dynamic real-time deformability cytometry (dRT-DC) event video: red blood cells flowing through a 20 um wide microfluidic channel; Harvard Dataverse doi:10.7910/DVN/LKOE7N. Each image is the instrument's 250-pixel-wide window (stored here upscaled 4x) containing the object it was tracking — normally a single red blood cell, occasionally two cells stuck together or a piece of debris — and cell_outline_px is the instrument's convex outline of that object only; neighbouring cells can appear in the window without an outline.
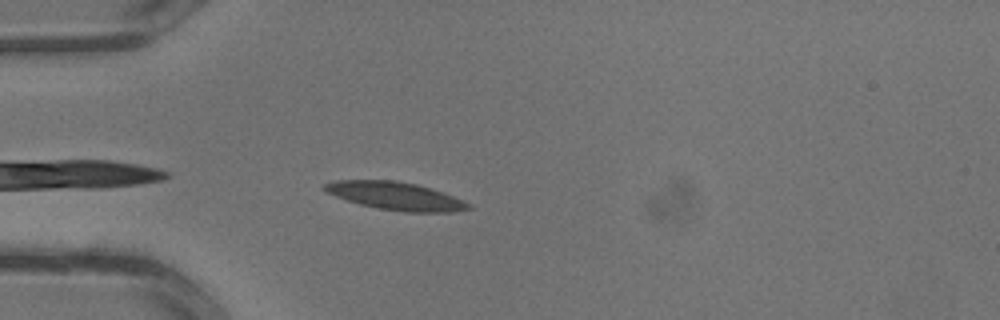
{"species": "common noctule bat (a hibernating species)", "species_latin": "Nyctalus noctula", "temperature_condition": "warm", "stored_images_in_passage": 20, "camera_frame_rate_fps": 3000, "um_per_image_px": 0.085, "animal": {"sex": "male", "body_mass_g": 13.3}, "frame": {"image": 1, "passage_image": 1, "time_ms": 0.0, "image_size_px": [1000, 320], "cell_outline_px": [[472, 208], [452, 212], [404, 212], [376, 208], [360, 204], [324, 192], [320, 188], [324, 184], [336, 180], [396, 180], [416, 184], [452, 196], [472, 204]], "centroid_in_image_um": [33.58, 16.66], "position_along_channel_um": 51.4, "area_um2": 23.35}}
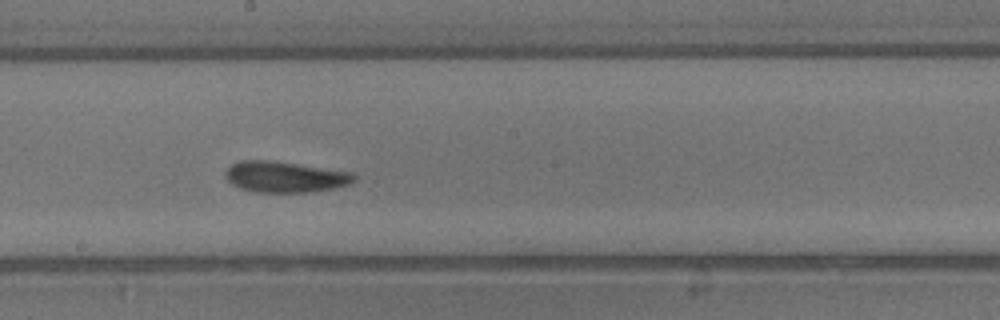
{"frame": {"image": 2, "passage_image": 10, "time_ms": 3.0, "image_size_px": [1000, 320], "cell_outline_px": [[356, 180], [348, 184], [332, 188], [304, 192], [256, 192], [240, 188], [232, 184], [224, 176], [224, 172], [232, 164], [240, 160], [272, 160], [352, 172], [356, 176]], "centroid_in_image_um": [24.19, 15.02], "position_along_channel_um": 224.0, "area_um2": 23.12}}
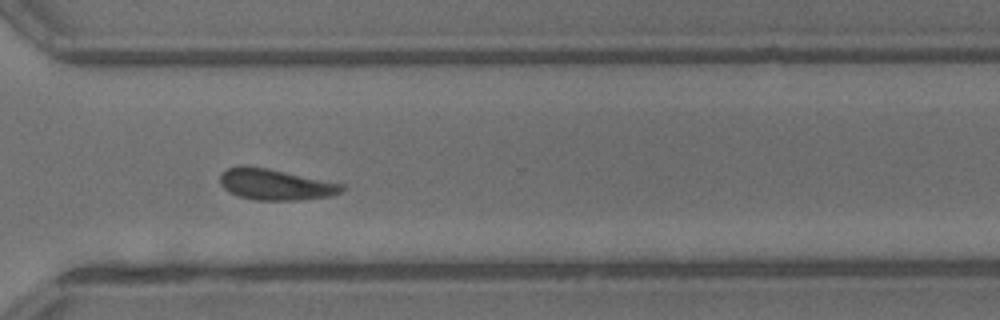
{"frame": {"image": 3, "passage_image": 16, "time_ms": 5.0, "image_size_px": [1000, 320], "cell_outline_px": [[348, 188], [344, 192], [332, 196], [300, 200], [252, 200], [228, 192], [220, 184], [220, 172], [228, 168], [240, 164], [244, 164], [268, 168], [344, 184]], "centroid_in_image_um": [23.42, 15.67], "position_along_channel_um": 347.2, "area_um2": 22.54}}